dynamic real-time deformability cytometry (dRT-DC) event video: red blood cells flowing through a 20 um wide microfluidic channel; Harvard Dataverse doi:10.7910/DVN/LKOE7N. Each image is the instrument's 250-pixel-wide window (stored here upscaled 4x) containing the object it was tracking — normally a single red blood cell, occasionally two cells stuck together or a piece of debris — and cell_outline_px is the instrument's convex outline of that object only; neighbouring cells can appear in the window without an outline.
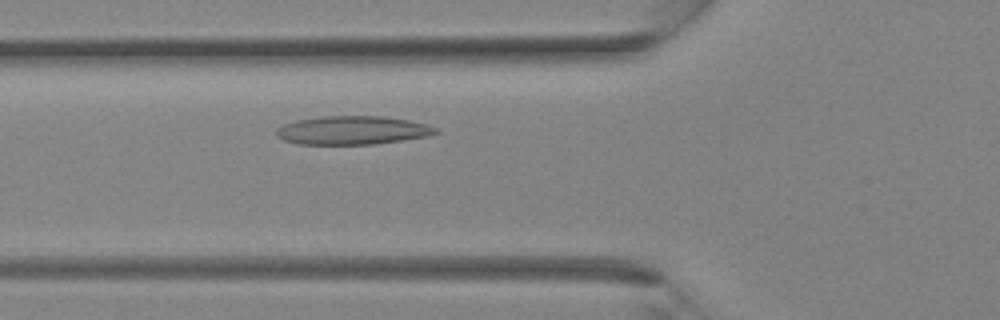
{"species": "Egyptian fruit bat (a non-hibernating species)", "species_latin": "Rousettus aegyptiacus", "temperature_condition": "room temperature", "stored_images_in_passage": 31, "camera_frame_rate_fps": 3000, "um_per_image_px": 0.085, "animal": {"sex": "female"}, "frame": {"image": 1, "passage_image": 8, "time_ms": 2.333, "image_size_px": [1000, 320], "cell_outline_px": [[440, 132], [428, 136], [372, 144], [296, 144], [284, 140], [276, 136], [276, 128], [284, 124], [296, 120], [320, 116], [380, 116], [408, 120], [428, 124], [440, 128]], "centroid_in_image_um": [29.96, 11.07], "position_along_channel_um": 95.8, "area_um2": 26.59}}
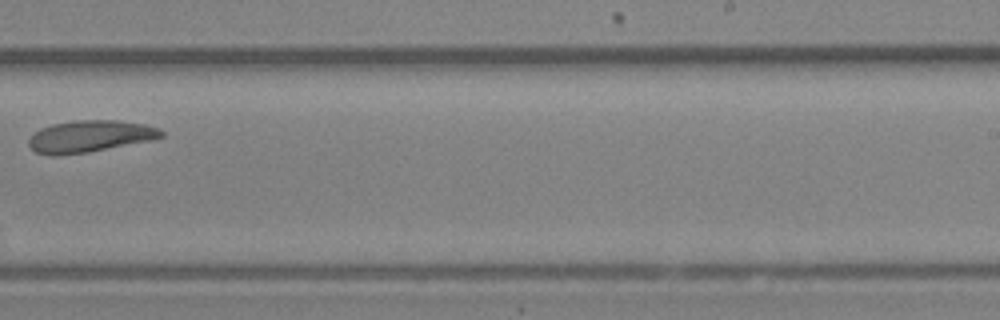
{"frame": {"image": 2, "passage_image": 18, "time_ms": 5.667, "image_size_px": [1000, 320], "cell_outline_px": [[164, 136], [152, 140], [88, 152], [56, 156], [52, 156], [36, 152], [28, 144], [28, 140], [40, 128], [52, 124], [72, 120], [116, 120], [144, 124], [156, 128], [164, 132]], "centroid_in_image_um": [7.62, 11.58], "position_along_channel_um": 281.4, "area_um2": 24.51}}
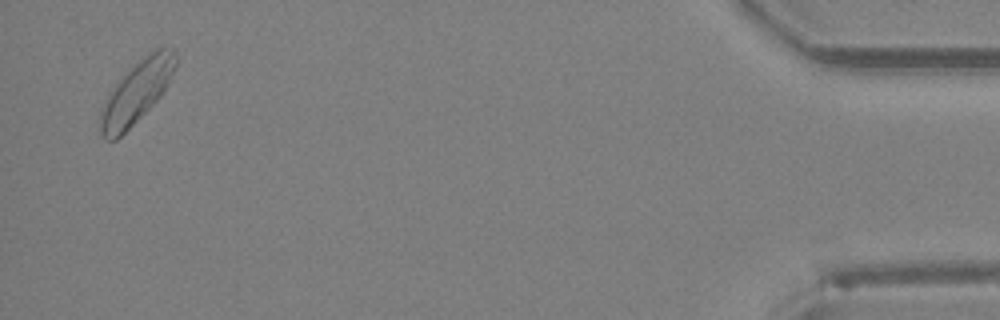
{"frame": {"image": 3, "passage_image": 30, "time_ms": 9.667, "image_size_px": [1000, 320], "cell_outline_px": [[176, 64], [160, 96], [116, 140], [104, 140], [100, 132], [100, 112], [104, 100], [112, 88], [128, 68], [144, 56], [156, 48], [172, 48], [176, 52]], "centroid_in_image_um": [11.56, 7.81], "position_along_channel_um": 423.6, "area_um2": 26.65}}